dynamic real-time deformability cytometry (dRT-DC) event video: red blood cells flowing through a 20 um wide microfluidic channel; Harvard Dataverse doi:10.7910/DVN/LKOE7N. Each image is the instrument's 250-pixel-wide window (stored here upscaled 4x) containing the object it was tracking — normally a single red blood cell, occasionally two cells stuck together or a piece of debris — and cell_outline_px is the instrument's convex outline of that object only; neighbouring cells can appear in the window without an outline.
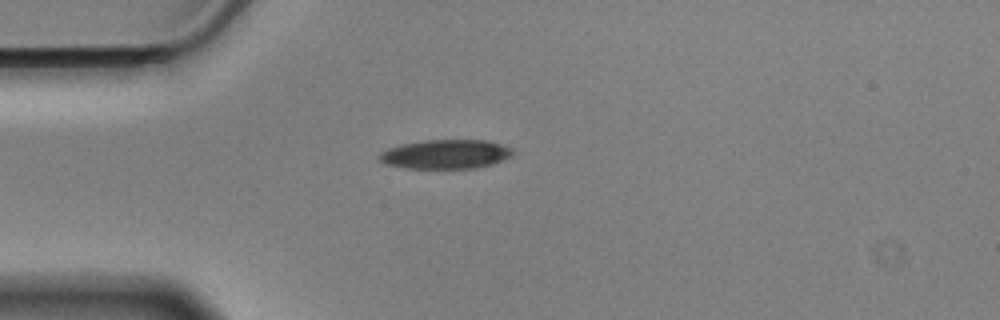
{"species": "Egyptian fruit bat (a non-hibernating species)", "species_latin": "Rousettus aegyptiacus", "temperature_condition": "cold", "stored_images_in_passage": 39, "camera_frame_rate_fps": 3000, "um_per_image_px": 0.085, "animal": {"sex": "male"}, "frame": {"image": 1, "passage_image": 1, "time_ms": 0.0, "image_size_px": [1000, 320], "cell_outline_px": [[516, 152], [512, 156], [492, 164], [476, 168], [404, 168], [384, 164], [376, 156], [380, 152], [388, 148], [400, 144], [424, 140], [488, 140], [512, 148]], "centroid_in_image_um": [37.86, 13.1], "position_along_channel_um": 47.1, "area_um2": 22.95}}
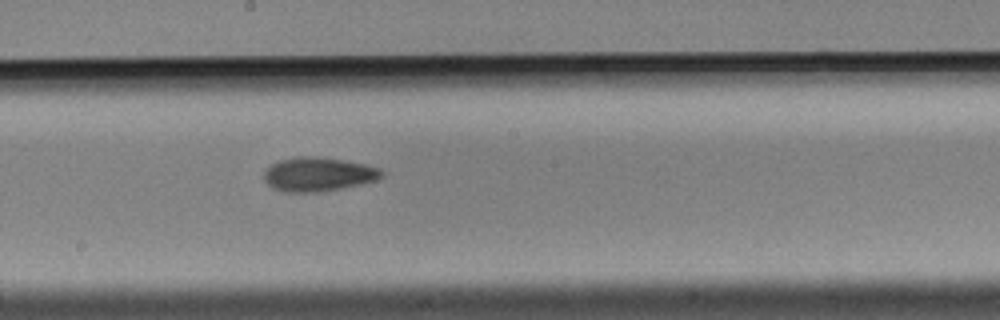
{"frame": {"image": 2, "passage_image": 17, "time_ms": 5.333, "image_size_px": [1000, 320], "cell_outline_px": [[384, 176], [376, 180], [360, 184], [320, 192], [284, 192], [272, 188], [264, 180], [264, 172], [272, 164], [280, 160], [296, 156], [316, 156], [344, 160], [364, 164], [380, 168], [384, 172]], "centroid_in_image_um": [27.05, 14.81], "position_along_channel_um": 221.2, "area_um2": 23.35}}
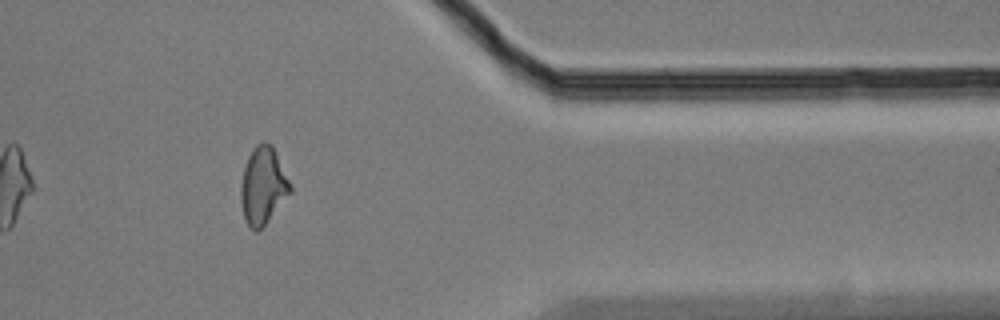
{"frame": {"image": 3, "passage_image": 33, "time_ms": 10.667, "image_size_px": [1000, 320], "cell_outline_px": [[292, 192], [264, 224], [256, 232], [248, 224], [244, 216], [240, 200], [240, 188], [244, 168], [248, 156], [256, 144], [264, 140], [272, 144], [292, 184]], "centroid_in_image_um": [22.37, 15.73], "position_along_channel_um": 389.0, "area_um2": 22.2}, "authors_computed_cell_mechanics": {"area_um2": 22.1952, "velocity_mm_per_s": 3.5107, "shape_relaxation_time_tau1_ms": 4.2559, "shape_relaxation_time_tau2_ms": 4.2706, "deformation_change_tau1": 0.135, "deformation_change_tau2": 0.1246}}